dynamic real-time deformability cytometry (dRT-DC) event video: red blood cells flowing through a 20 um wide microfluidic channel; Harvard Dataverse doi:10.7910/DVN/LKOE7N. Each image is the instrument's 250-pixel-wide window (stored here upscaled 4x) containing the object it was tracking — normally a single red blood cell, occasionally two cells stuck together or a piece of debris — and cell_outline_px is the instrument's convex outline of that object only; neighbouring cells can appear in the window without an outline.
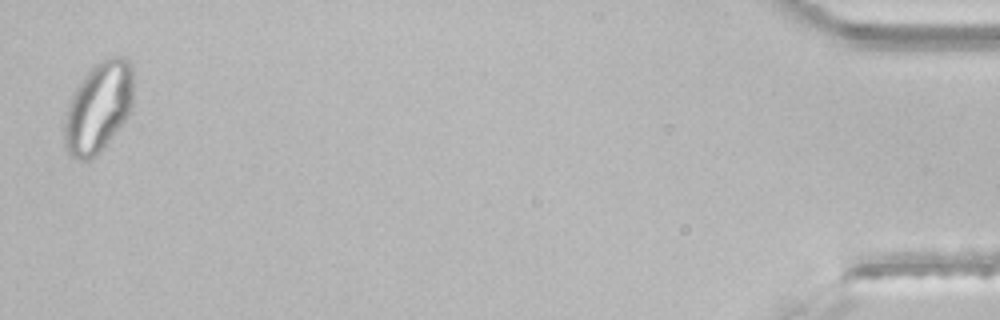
{"species": "common noctule bat (a hibernating species)", "species_latin": "Nyctalus noctula", "temperature_condition": "room temperature", "stored_images_in_passage": 38, "segment_of_instrument_passage": [2, 2], "camera_frame_rate_fps": 3000, "um_per_image_px": 0.085, "animal": {"sex": "male", "body_mass_g": 21.5, "forearm_length_mm": 52.0}, "frame": {"image": 1, "passage_image": 38, "time_ms": 12.333, "image_size_px": [1000, 320], "cell_outline_px": [[132, 104], [128, 116], [104, 148], [92, 160], [76, 160], [68, 152], [64, 144], [64, 124], [72, 92], [80, 80], [104, 56], [124, 56], [132, 64]], "centroid_in_image_um": [8.37, 9.12], "position_along_channel_um": 426.8, "area_um2": 36.65}}